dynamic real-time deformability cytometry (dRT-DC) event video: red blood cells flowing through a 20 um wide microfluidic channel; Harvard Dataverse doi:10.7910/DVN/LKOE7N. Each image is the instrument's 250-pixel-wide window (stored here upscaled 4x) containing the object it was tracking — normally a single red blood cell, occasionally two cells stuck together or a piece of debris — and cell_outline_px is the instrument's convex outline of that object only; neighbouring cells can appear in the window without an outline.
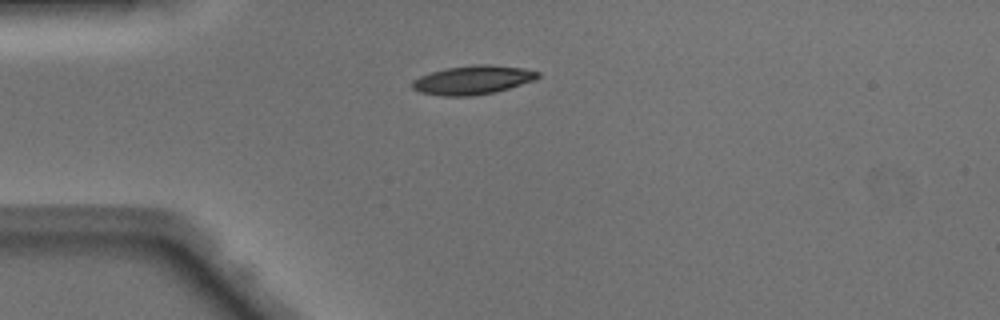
{"species": "Egyptian fruit bat (a non-hibernating species)", "species_latin": "Rousettus aegyptiacus", "temperature_condition": "warm", "stored_images_in_passage": 37, "camera_frame_rate_fps": 3000, "um_per_image_px": 0.085, "animal": {"sex": "male"}, "frame": {"image": 1, "passage_image": 1, "time_ms": 0.0, "image_size_px": [1000, 320], "cell_outline_px": [[540, 76], [532, 80], [496, 92], [472, 96], [440, 96], [420, 92], [412, 88], [412, 80], [420, 76], [432, 72], [448, 68], [472, 64], [488, 64], [524, 68], [540, 72]], "centroid_in_image_um": [40.17, 6.8], "position_along_channel_um": 44.8, "area_um2": 21.04}}
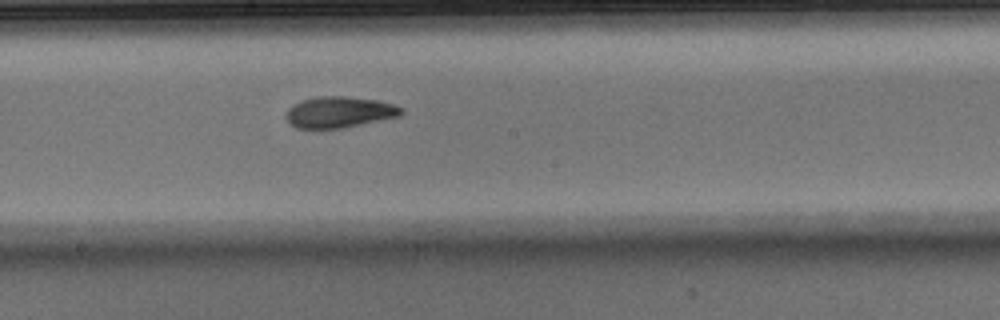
{"frame": {"image": 2, "passage_image": 15, "time_ms": 4.667, "image_size_px": [1000, 320], "cell_outline_px": [[404, 112], [400, 116], [340, 128], [296, 128], [288, 120], [288, 108], [292, 104], [300, 100], [316, 96], [344, 96], [376, 100], [392, 104], [404, 108]], "centroid_in_image_um": [28.85, 9.51], "position_along_channel_um": 219.4, "area_um2": 20.69}}
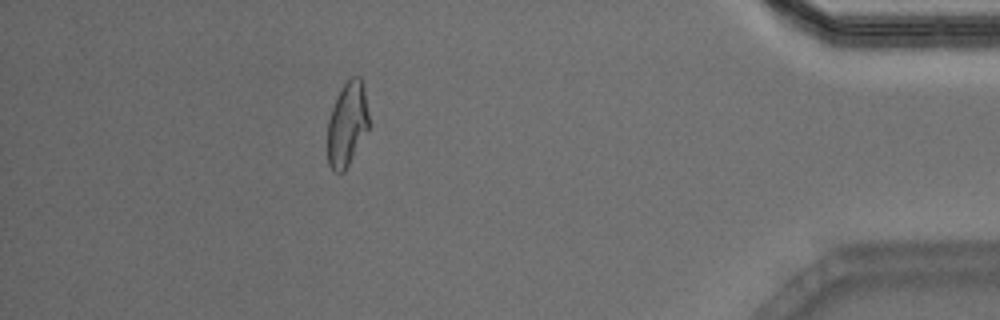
{"frame": {"image": 3, "passage_image": 32, "time_ms": 10.333, "image_size_px": [1000, 320], "cell_outline_px": [[368, 128], [344, 172], [336, 172], [328, 164], [328, 120], [336, 96], [340, 88], [352, 76], [360, 76], [364, 88], [368, 112]], "centroid_in_image_um": [29.5, 10.51], "position_along_channel_um": 405.7, "area_um2": 20.0}, "authors_computed_cell_mechanics": {"area_um2": 20.6924, "velocity_mm_per_s": 4.1263, "shape_relaxation_time_tau1_ms": 5.6007, "shape_relaxation_time_tau2_ms": 2.1494, "deformation_change_tau1": 0.2077, "deformation_change_tau2": 0.0881}}